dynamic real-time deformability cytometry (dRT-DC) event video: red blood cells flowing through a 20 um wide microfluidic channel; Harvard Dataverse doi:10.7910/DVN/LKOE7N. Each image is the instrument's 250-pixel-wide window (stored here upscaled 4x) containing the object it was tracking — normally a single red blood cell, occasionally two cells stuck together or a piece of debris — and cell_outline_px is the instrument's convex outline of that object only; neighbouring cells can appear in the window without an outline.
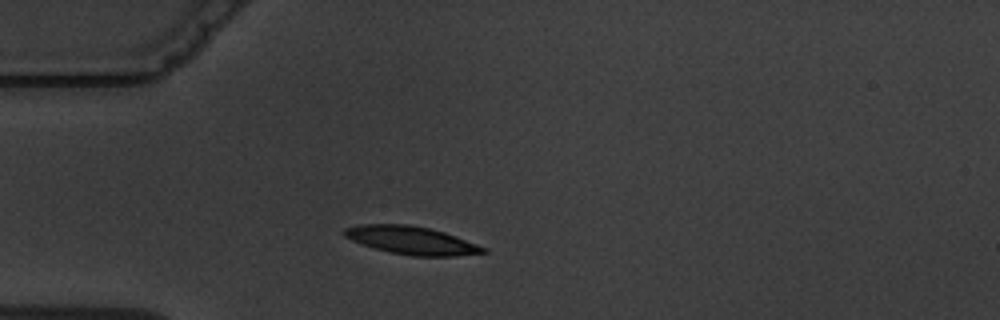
{"species": "common noctule bat (a hibernating species)", "species_latin": "Nyctalus noctula", "temperature_condition": "warm", "stored_images_in_passage": 3, "camera_frame_rate_fps": 3000, "um_per_image_px": 0.085, "animal": {"sex": "male", "body_mass_g": 19.5, "forearm_length_mm": 54.6}, "frame": {"image": 1, "passage_image": 2, "time_ms": 2.0, "image_size_px": [1000, 320], "cell_outline_px": [[488, 252], [456, 256], [412, 256], [372, 248], [352, 240], [344, 236], [340, 232], [344, 228], [360, 224], [412, 224], [444, 232], [488, 248]], "centroid_in_image_um": [34.95, 20.42], "position_along_channel_um": 50.0, "area_um2": 22.77}}